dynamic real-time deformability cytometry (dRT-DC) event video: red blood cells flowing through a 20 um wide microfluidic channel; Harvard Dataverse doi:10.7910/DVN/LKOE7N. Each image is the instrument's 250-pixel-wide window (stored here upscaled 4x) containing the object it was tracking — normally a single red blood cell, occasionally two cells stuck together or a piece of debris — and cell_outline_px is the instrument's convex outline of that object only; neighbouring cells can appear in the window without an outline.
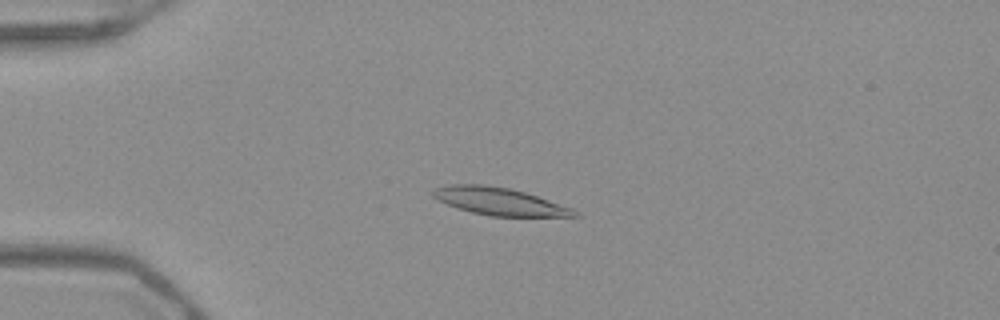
{"species": "Egyptian fruit bat (a non-hibernating species)", "species_latin": "Rousettus aegyptiacus", "temperature_condition": "warm", "stored_images_in_passage": 53, "camera_frame_rate_fps": 3000, "um_per_image_px": 0.085, "frame": {"image": 1, "passage_image": 14, "time_ms": 4.333, "image_size_px": [1000, 320], "cell_outline_px": [[580, 216], [492, 216], [472, 212], [448, 204], [432, 196], [432, 192], [436, 188], [452, 184], [480, 184], [508, 188], [524, 192], [572, 208]], "centroid_in_image_um": [42.44, 17.11], "position_along_channel_um": 42.6, "area_um2": 22.02}}
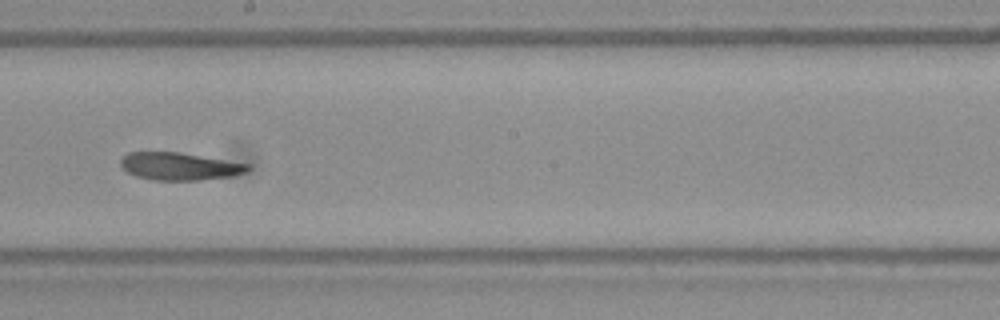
{"frame": {"image": 2, "passage_image": 31, "time_ms": 10.0, "image_size_px": [1000, 320], "cell_outline_px": [[252, 168], [236, 176], [200, 180], [152, 180], [136, 176], [120, 168], [120, 160], [128, 152], [180, 152], [248, 164]], "centroid_in_image_um": [15.24, 14.14], "position_along_channel_um": 233.0, "area_um2": 20.52}}
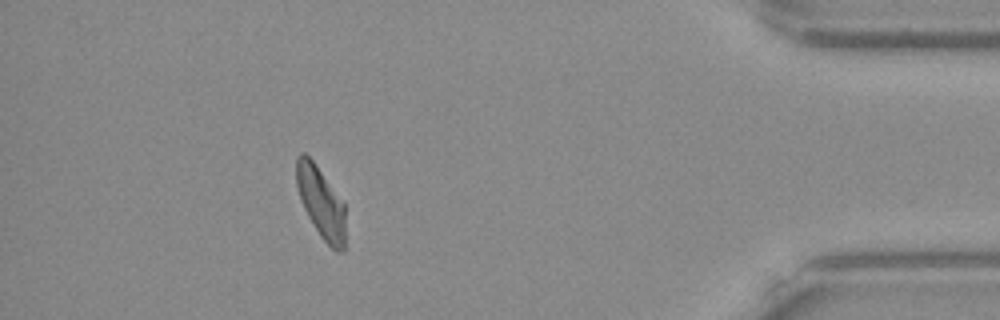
{"frame": {"image": 3, "passage_image": 48, "time_ms": 15.667, "image_size_px": [1000, 320], "cell_outline_px": [[344, 252], [336, 252], [320, 236], [308, 216], [300, 200], [296, 184], [296, 156], [300, 152], [304, 152], [316, 164], [344, 204]], "centroid_in_image_um": [27.25, 17.19], "position_along_channel_um": 408.0, "area_um2": 20.17}}